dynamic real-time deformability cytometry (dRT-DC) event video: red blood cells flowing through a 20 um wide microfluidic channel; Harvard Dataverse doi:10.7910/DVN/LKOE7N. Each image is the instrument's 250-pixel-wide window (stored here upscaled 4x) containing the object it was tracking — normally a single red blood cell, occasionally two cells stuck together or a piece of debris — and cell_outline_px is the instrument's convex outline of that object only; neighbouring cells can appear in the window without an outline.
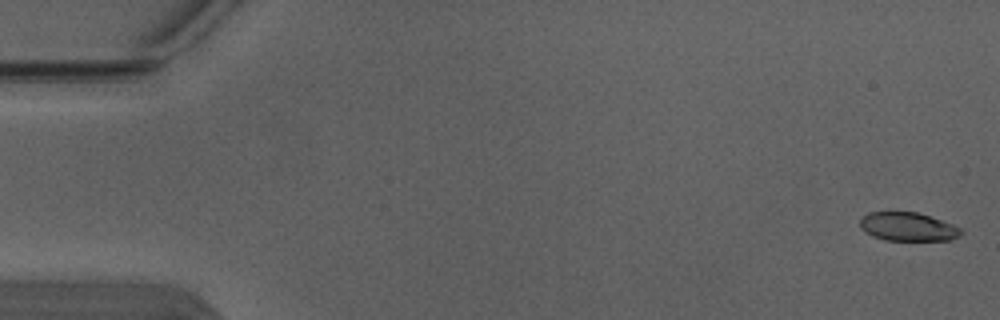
{"species": "Egyptian fruit bat (a non-hibernating species)", "species_latin": "Rousettus aegyptiacus", "temperature_condition": "warm", "stored_images_in_passage": 5, "camera_frame_rate_fps": 3000, "um_per_image_px": 0.085, "animal": {"sex": "male"}, "frame": {"image": 1, "passage_image": 1, "time_ms": 0.0, "image_size_px": [1000, 320], "cell_outline_px": [[964, 232], [960, 236], [948, 240], [884, 240], [872, 236], [864, 232], [860, 228], [860, 216], [868, 212], [916, 212], [952, 224], [960, 228]], "centroid_in_image_um": [77.12, 19.27], "position_along_channel_um": 7.9, "area_um2": 16.88}}
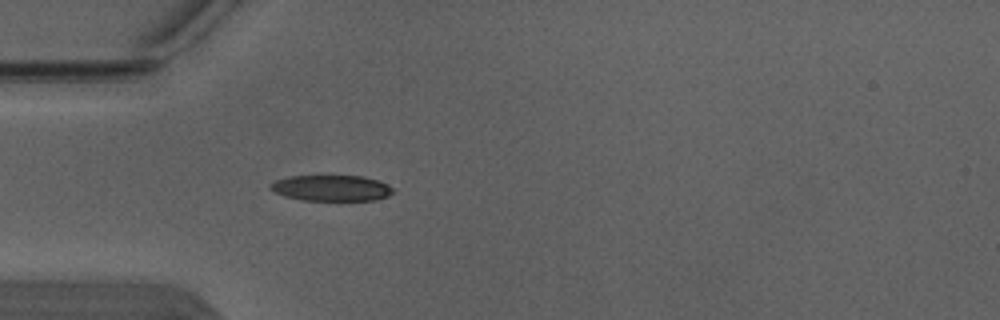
{"frame": {"image": 2, "passage_image": 5, "time_ms": 1.333, "image_size_px": [1000, 320], "cell_outline_px": [[392, 192], [388, 196], [376, 200], [300, 200], [284, 196], [268, 188], [268, 184], [276, 180], [288, 176], [364, 176], [388, 184], [392, 188]], "centroid_in_image_um": [28.13, 15.98], "position_along_channel_um": 56.9, "area_um2": 18.5}}